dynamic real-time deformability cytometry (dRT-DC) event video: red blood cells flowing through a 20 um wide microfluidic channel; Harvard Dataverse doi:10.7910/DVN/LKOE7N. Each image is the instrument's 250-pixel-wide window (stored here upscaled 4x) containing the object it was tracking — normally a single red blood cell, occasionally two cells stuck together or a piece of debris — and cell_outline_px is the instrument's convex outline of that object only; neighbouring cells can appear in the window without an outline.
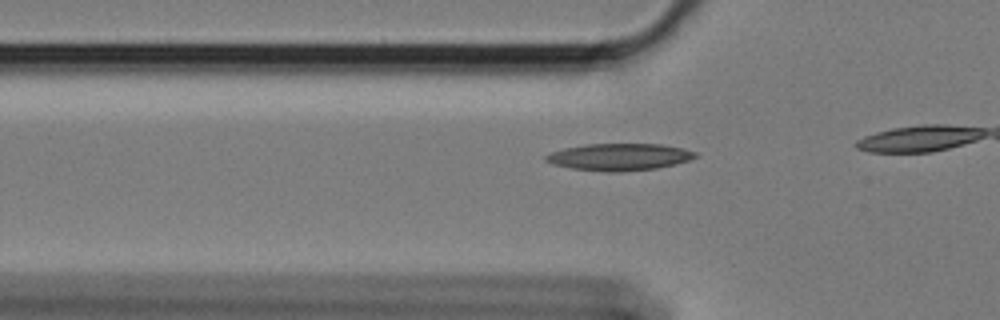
{"species": "Egyptian fruit bat (a non-hibernating species)", "species_latin": "Rousettus aegyptiacus", "temperature_condition": "cold", "stored_images_in_passage": 19, "camera_frame_rate_fps": 3000, "um_per_image_px": 0.085, "animal": {"sex": "female"}, "frame": {"image": 1, "passage_image": 13, "time_ms": 4.0, "image_size_px": [1000, 320], "cell_outline_px": [[700, 156], [676, 164], [656, 168], [620, 172], [608, 172], [572, 168], [552, 164], [544, 160], [544, 156], [552, 152], [564, 148], [584, 144], [660, 144], [684, 148], [696, 152]], "centroid_in_image_um": [52.65, 13.34], "position_along_channel_um": 73.1, "area_um2": 23.58}}
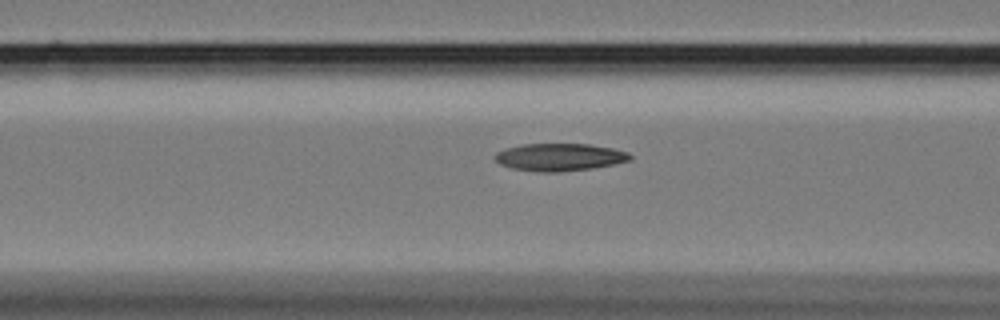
{"frame": {"image": 2, "passage_image": 17, "time_ms": 5.333, "image_size_px": [1000, 320], "cell_outline_px": [[632, 160], [592, 168], [560, 172], [540, 172], [512, 168], [500, 164], [492, 156], [496, 152], [504, 148], [520, 144], [588, 144], [612, 148], [628, 152], [632, 156]], "centroid_in_image_um": [47.53, 13.35], "position_along_channel_um": 119.1, "area_um2": 21.73}}